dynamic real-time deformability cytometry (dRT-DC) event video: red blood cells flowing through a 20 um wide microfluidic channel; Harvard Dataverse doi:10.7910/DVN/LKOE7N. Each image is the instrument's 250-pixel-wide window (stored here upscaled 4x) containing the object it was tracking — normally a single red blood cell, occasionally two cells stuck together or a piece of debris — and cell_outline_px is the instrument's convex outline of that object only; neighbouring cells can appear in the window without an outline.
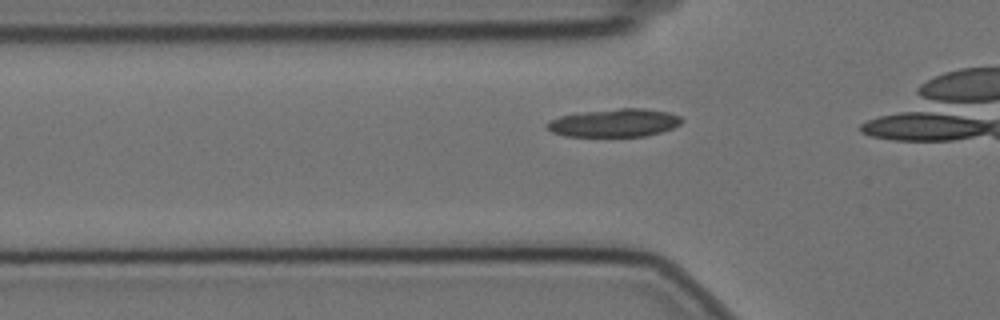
{"species": "Egyptian fruit bat (a non-hibernating species)", "species_latin": "Rousettus aegyptiacus", "temperature_condition": "cold", "stored_images_in_passage": 22, "camera_frame_rate_fps": 3000, "um_per_image_px": 0.085, "animal": {"sex": "female"}, "frame": {"image": 1, "passage_image": 10, "time_ms": 3.0, "image_size_px": [1000, 320], "cell_outline_px": [[684, 120], [680, 124], [672, 128], [660, 132], [644, 136], [564, 136], [552, 132], [544, 128], [544, 124], [548, 120], [560, 116], [588, 112], [620, 108], [644, 108], [668, 112], [680, 116]], "centroid_in_image_um": [52.2, 10.45], "position_along_channel_um": 73.6, "area_um2": 21.96}}